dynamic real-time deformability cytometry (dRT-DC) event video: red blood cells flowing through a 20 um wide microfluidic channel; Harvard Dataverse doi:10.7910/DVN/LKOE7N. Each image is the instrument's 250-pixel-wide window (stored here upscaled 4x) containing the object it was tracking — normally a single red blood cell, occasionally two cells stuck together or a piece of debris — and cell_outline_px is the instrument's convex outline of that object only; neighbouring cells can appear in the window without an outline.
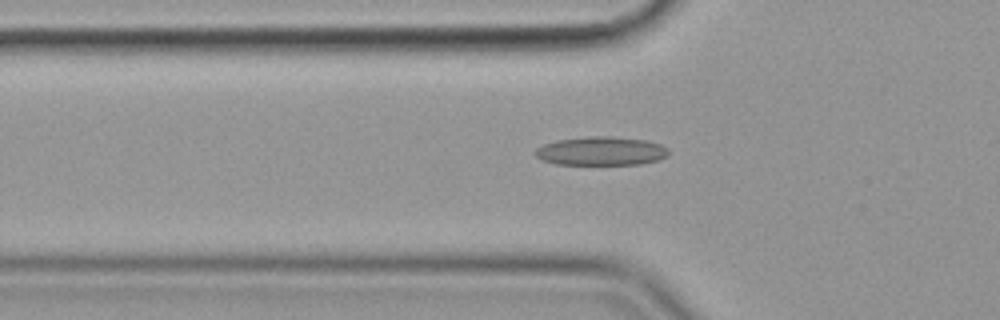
{"species": "common noctule bat (a hibernating species)", "species_latin": "Nyctalus noctula", "temperature_condition": "cold", "stored_images_in_passage": 39, "camera_frame_rate_fps": 3000, "um_per_image_px": 0.085, "animal": {"sex": "female", "body_mass_g": 19.9}, "frame": {"image": 1, "passage_image": 7, "time_ms": 2.0, "image_size_px": [1000, 320], "cell_outline_px": [[668, 152], [660, 160], [640, 164], [556, 164], [544, 160], [536, 156], [536, 148], [544, 144], [556, 140], [588, 136], [612, 136], [644, 140], [660, 144], [668, 148]], "centroid_in_image_um": [51.1, 12.83], "position_along_channel_um": 74.7, "area_um2": 22.14}}
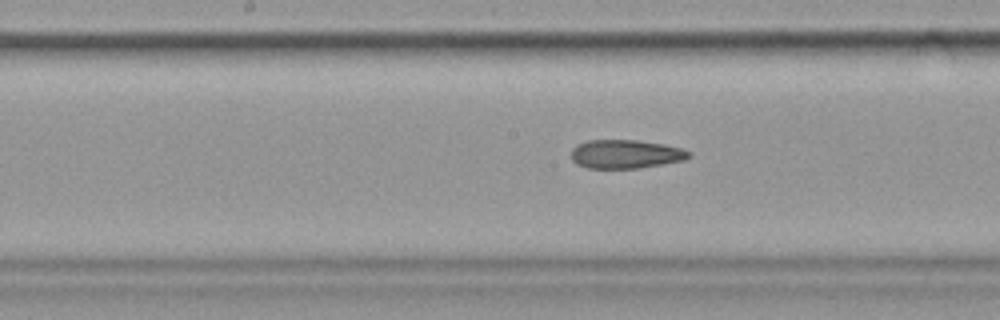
{"frame": {"image": 2, "passage_image": 17, "time_ms": 5.333, "image_size_px": [1000, 320], "cell_outline_px": [[692, 156], [684, 160], [640, 168], [588, 168], [576, 164], [572, 160], [572, 148], [576, 144], [588, 140], [636, 140], [664, 144], [684, 148], [692, 152]], "centroid_in_image_um": [53.2, 13.09], "position_along_channel_um": 195.0, "area_um2": 19.88}}
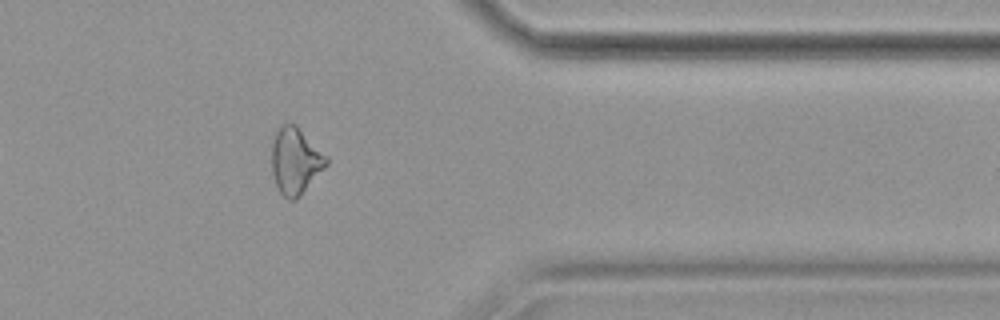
{"frame": {"image": 3, "passage_image": 34, "time_ms": 11.0, "image_size_px": [1000, 320], "cell_outline_px": [[328, 164], [300, 196], [296, 200], [288, 200], [280, 192], [276, 184], [272, 172], [272, 144], [276, 132], [288, 120], [296, 124], [328, 156]], "centroid_in_image_um": [25.13, 13.66], "position_along_channel_um": 386.3, "area_um2": 21.27}}